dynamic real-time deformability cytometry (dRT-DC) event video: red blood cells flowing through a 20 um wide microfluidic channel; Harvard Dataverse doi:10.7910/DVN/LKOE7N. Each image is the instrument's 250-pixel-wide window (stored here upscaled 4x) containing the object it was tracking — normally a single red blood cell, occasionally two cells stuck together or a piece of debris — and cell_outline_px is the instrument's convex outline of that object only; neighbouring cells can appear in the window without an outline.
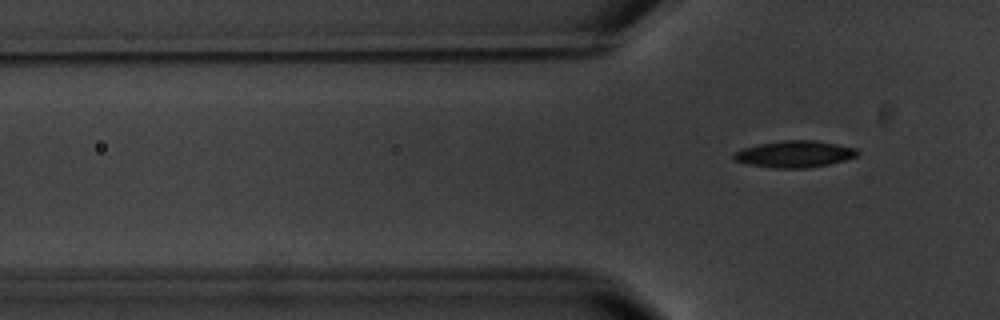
{"species": "common noctule bat (a hibernating species)", "species_latin": "Nyctalus noctula", "temperature_condition": "warm", "stored_images_in_passage": 8, "segment_of_instrument_passage": [2, 2], "camera_frame_rate_fps": 3000, "um_per_image_px": 0.085, "animal": {"sex": "male", "body_mass_g": 20.1, "forearm_length_mm": 53.5}, "frame": {"image": 1, "passage_image": 8, "time_ms": 8.333, "image_size_px": [1000, 320], "cell_outline_px": [[860, 152], [856, 156], [844, 160], [828, 164], [808, 168], [776, 168], [748, 164], [736, 160], [732, 156], [732, 152], [744, 148], [760, 144], [784, 140], [816, 140], [856, 148]], "centroid_in_image_um": [67.54, 13.09], "position_along_channel_um": 58.3, "area_um2": 19.07}}